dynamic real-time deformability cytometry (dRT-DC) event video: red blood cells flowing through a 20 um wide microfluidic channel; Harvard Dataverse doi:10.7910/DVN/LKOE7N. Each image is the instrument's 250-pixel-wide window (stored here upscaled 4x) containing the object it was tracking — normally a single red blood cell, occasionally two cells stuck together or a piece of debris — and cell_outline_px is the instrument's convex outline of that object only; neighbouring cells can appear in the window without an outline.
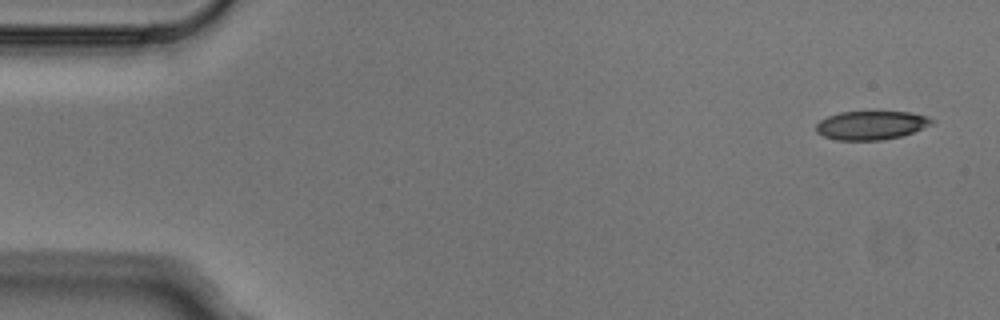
{"species": "Egyptian fruit bat (a non-hibernating species)", "species_latin": "Rousettus aegyptiacus", "temperature_condition": "cold", "stored_images_in_passage": 4, "camera_frame_rate_fps": 3000, "um_per_image_px": 0.085, "animal": {"sex": "male"}, "frame": {"image": 1, "passage_image": 1, "time_ms": 0.0, "image_size_px": [1000, 320], "cell_outline_px": [[936, 120], [932, 124], [912, 132], [900, 136], [880, 140], [836, 140], [824, 136], [816, 132], [816, 124], [820, 120], [828, 116], [840, 112], [912, 112], [928, 116]], "centroid_in_image_um": [74.05, 10.64], "position_along_channel_um": 10.9, "area_um2": 19.31}}
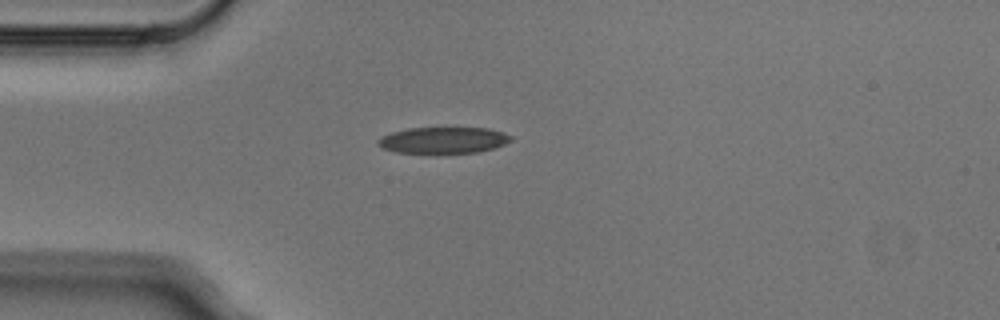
{"frame": {"image": 2, "passage_image": 4, "time_ms": 1.0, "image_size_px": [1000, 320], "cell_outline_px": [[512, 140], [496, 148], [476, 152], [396, 152], [384, 148], [376, 144], [376, 140], [380, 136], [392, 132], [408, 128], [488, 128], [504, 132], [512, 136]], "centroid_in_image_um": [37.69, 11.9], "position_along_channel_um": 47.3, "area_um2": 20.23}}